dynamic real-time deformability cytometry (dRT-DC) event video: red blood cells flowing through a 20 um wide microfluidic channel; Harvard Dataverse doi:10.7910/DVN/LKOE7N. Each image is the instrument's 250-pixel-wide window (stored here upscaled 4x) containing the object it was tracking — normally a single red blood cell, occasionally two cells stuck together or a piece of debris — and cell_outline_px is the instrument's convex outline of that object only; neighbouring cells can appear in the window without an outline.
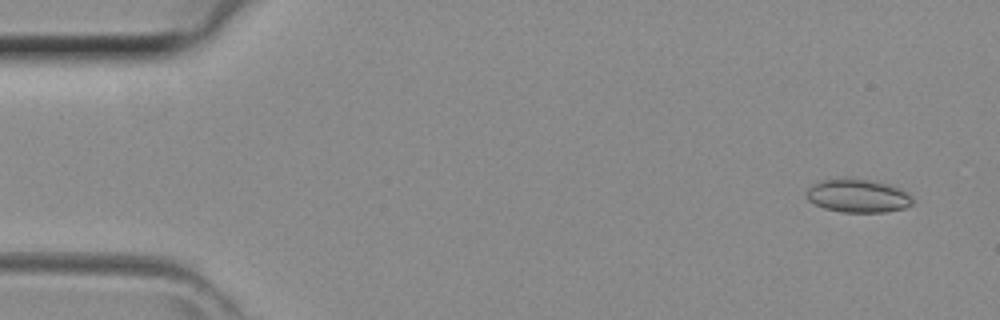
{"species": "common noctule bat (a hibernating species)", "species_latin": "Nyctalus noctula", "temperature_condition": "room temperature", "stored_images_in_passage": 43, "camera_frame_rate_fps": 3000, "um_per_image_px": 0.085, "animal": {"sex": "female", "body_mass_g": 29.2, "forearm_length_mm": 56.3}, "frame": {"image": 1, "passage_image": 3, "time_ms": 0.667, "image_size_px": [1000, 320], "cell_outline_px": [[912, 204], [904, 208], [884, 212], [844, 212], [824, 208], [808, 200], [808, 188], [812, 184], [820, 180], [844, 176], [848, 176], [888, 184], [900, 188], [908, 192], [912, 196]], "centroid_in_image_um": [72.92, 16.61], "position_along_channel_um": 12.1, "area_um2": 20.87}}
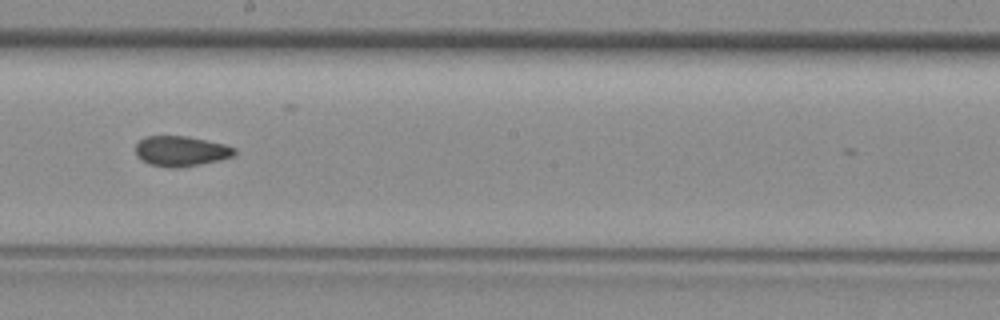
{"frame": {"image": 2, "passage_image": 24, "time_ms": 7.667, "image_size_px": [1000, 320], "cell_outline_px": [[236, 152], [232, 156], [200, 164], [180, 168], [168, 168], [148, 164], [136, 156], [136, 144], [140, 140], [148, 136], [184, 136], [224, 144], [236, 148]], "centroid_in_image_um": [15.34, 12.86], "position_along_channel_um": 232.9, "area_um2": 17.28}}
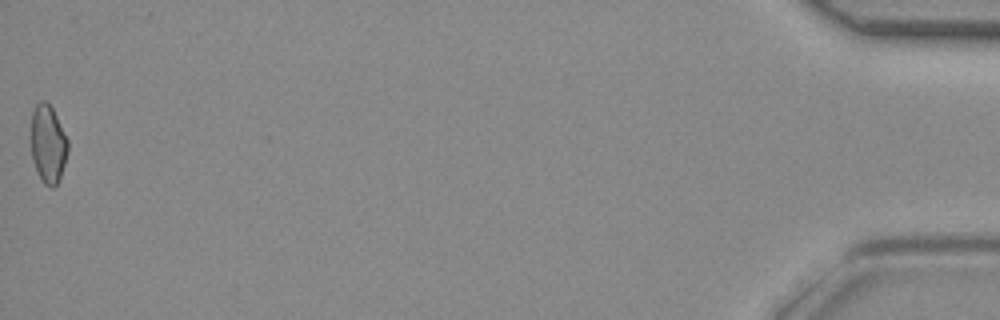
{"frame": {"image": 3, "passage_image": 43, "time_ms": 14.0, "image_size_px": [1000, 320], "cell_outline_px": [[68, 152], [60, 180], [52, 188], [44, 184], [36, 168], [32, 156], [32, 112], [36, 104], [40, 100], [44, 100], [52, 108], [68, 140]], "centroid_in_image_um": [4.1, 12.25], "position_along_channel_um": 431.1, "area_um2": 16.53}}